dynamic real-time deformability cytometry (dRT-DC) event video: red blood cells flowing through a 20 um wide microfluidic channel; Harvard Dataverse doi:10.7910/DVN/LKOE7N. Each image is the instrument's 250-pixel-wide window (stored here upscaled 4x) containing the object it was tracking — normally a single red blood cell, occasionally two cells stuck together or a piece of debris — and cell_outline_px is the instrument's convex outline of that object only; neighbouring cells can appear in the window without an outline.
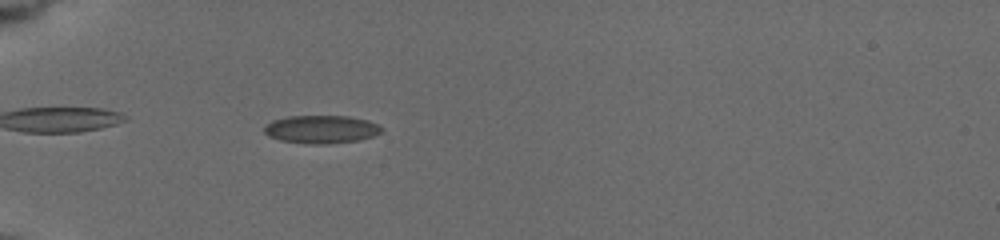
{"species": "common noctule bat (a hibernating species)", "species_latin": "Nyctalus noctula", "temperature_condition": "cold", "stored_images_in_passage": 33, "camera_frame_rate_fps": 3000, "um_per_image_px": 0.085, "animal": {"sex": "female", "body_mass_g": 19.5, "forearm_length_mm": 54.1}, "frame": {"image": 1, "passage_image": 13, "time_ms": 6.0, "image_size_px": [1000, 240], "cell_outline_px": [[384, 128], [380, 132], [372, 136], [360, 140], [324, 144], [312, 144], [280, 140], [268, 136], [264, 132], [264, 128], [272, 120], [288, 116], [348, 116], [368, 120], [380, 124]], "centroid_in_image_um": [27.33, 10.98], "position_along_channel_um": 57.7, "area_um2": 19.19}}
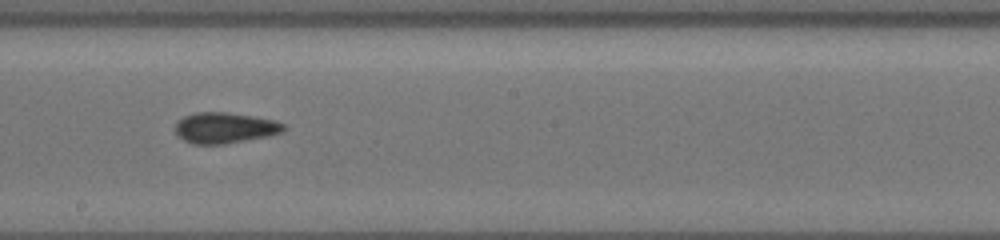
{"frame": {"image": 2, "passage_image": 23, "time_ms": 11.0, "image_size_px": [1000, 240], "cell_outline_px": [[288, 128], [284, 132], [268, 136], [224, 144], [192, 144], [184, 140], [176, 132], [176, 124], [184, 116], [196, 112], [224, 112], [252, 116], [272, 120], [284, 124]], "centroid_in_image_um": [19.14, 10.87], "position_along_channel_um": 229.1, "area_um2": 19.31}}
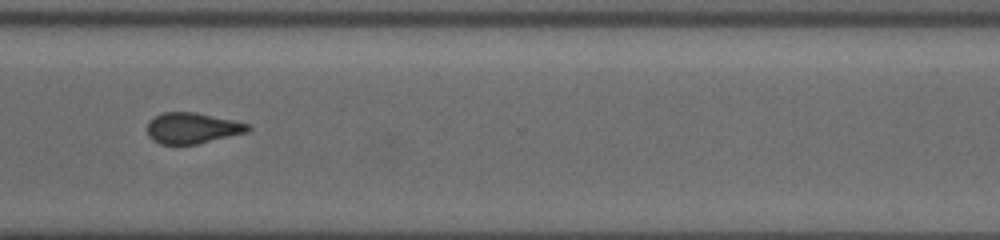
{"frame": {"image": 3, "passage_image": 30, "time_ms": 14.333, "image_size_px": [1000, 240], "cell_outline_px": [[252, 128], [248, 132], [196, 144], [160, 144], [152, 140], [148, 136], [148, 120], [164, 112], [196, 112], [232, 120], [248, 124]], "centroid_in_image_um": [16.33, 10.89], "position_along_channel_um": 354.3, "area_um2": 18.03}, "authors_computed_cell_mechanics": {"area_um2": 18.9006, "velocity_mm_per_s": 3.7618, "shape_relaxation_time_tau1_ms": 7.4238, "shape_relaxation_time_tau2_ms": 2.8015, "deformation_change_tau1": 0.1154, "deformation_change_tau2": 0.0749}}